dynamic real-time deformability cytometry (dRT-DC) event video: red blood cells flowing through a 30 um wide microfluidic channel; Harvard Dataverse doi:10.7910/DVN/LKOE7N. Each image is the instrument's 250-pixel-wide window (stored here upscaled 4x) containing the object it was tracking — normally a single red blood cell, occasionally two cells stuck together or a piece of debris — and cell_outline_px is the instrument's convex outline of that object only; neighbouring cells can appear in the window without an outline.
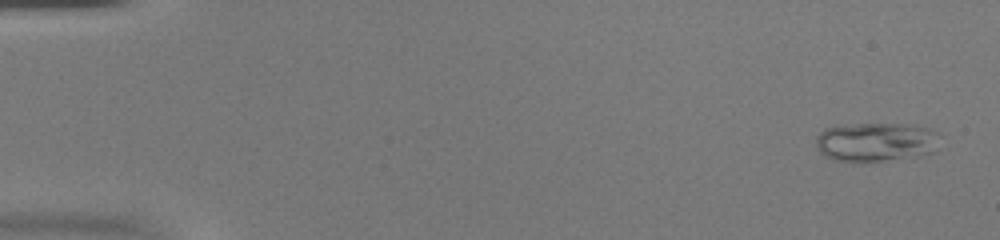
{"species": "common noctule bat (a hibernating species)", "species_latin": "Nyctalus noctula", "temperature_condition": "warm", "stored_images_in_passage": 52, "camera_frame_rate_fps": 3000, "um_per_image_px": 0.085, "animal": {"sex": "female", "body_mass_g": 20.0, "forearm_length_mm": 54.0}, "frame": {"image": 1, "passage_image": 2, "time_ms": 0.333, "image_size_px": [1000, 240], "cell_outline_px": [[940, 136], [936, 152], [920, 156], [852, 164], [832, 160], [824, 156], [816, 148], [816, 136], [824, 128], [856, 124], [916, 124], [932, 128], [940, 132]], "centroid_in_image_um": [74.5, 12.09], "position_along_channel_um": 10.5, "area_um2": 29.3}}
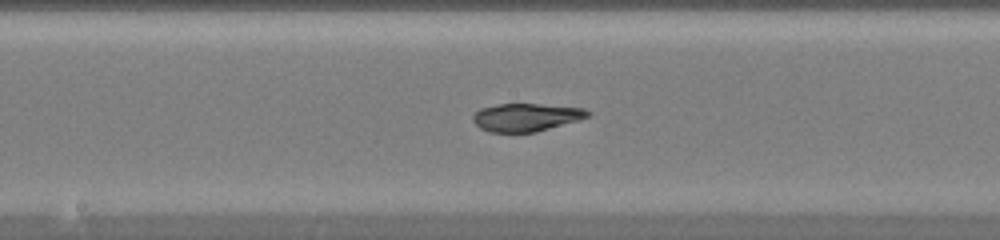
{"frame": {"image": 2, "passage_image": 28, "time_ms": 9.0, "image_size_px": [1000, 240], "cell_outline_px": [[592, 112], [588, 116], [576, 120], [536, 132], [488, 132], [480, 128], [472, 120], [472, 116], [480, 108], [500, 104], [540, 104], [584, 108]], "centroid_in_image_um": [44.68, 9.96], "position_along_channel_um": 203.5, "area_um2": 18.5}}
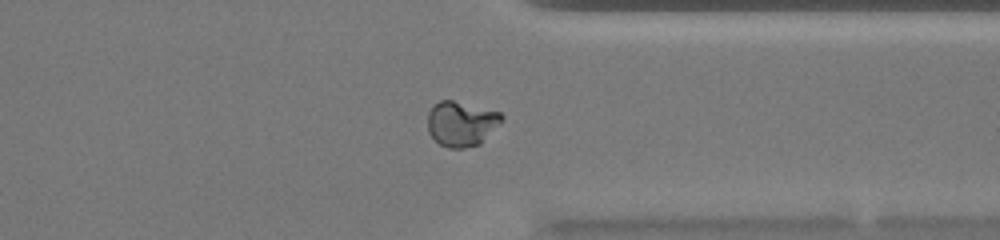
{"frame": {"image": 3, "passage_image": 41, "time_ms": 13.333, "image_size_px": [1000, 240], "cell_outline_px": [[504, 120], [480, 144], [464, 148], [448, 148], [440, 144], [428, 132], [428, 112], [440, 100], [452, 100], [500, 112], [504, 116]], "centroid_in_image_um": [39.24, 10.52], "position_along_channel_um": 372.2, "area_um2": 19.36}}